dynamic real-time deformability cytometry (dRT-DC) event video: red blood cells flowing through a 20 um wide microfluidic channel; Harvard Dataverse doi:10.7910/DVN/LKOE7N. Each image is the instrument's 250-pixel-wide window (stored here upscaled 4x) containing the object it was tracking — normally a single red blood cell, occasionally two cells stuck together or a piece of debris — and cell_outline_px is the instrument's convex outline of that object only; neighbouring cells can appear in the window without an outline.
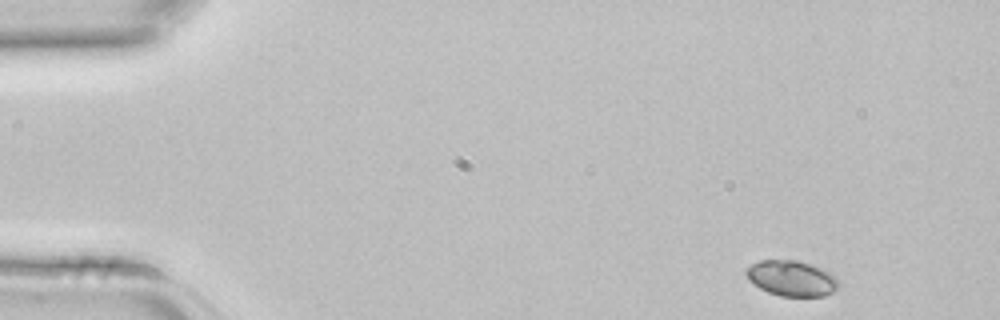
{"species": "common noctule bat (a hibernating species)", "species_latin": "Nyctalus noctula", "temperature_condition": "room temperature", "stored_images_in_passage": 2, "segment_of_instrument_passage": [2, 2], "camera_frame_rate_fps": 3000, "um_per_image_px": 0.085, "animal": {"sex": "female", "body_mass_g": 22.7, "forearm_length_mm": 54.2}, "frame": {"image": 1, "passage_image": 2, "time_ms": 0.333, "image_size_px": [1000, 320], "cell_outline_px": [[840, 284], [832, 292], [824, 296], [780, 296], [768, 292], [760, 288], [748, 280], [744, 272], [752, 264], [760, 260], [796, 260], [820, 268], [836, 276]], "centroid_in_image_um": [67.27, 23.66], "position_along_channel_um": 17.7, "area_um2": 19.02}}